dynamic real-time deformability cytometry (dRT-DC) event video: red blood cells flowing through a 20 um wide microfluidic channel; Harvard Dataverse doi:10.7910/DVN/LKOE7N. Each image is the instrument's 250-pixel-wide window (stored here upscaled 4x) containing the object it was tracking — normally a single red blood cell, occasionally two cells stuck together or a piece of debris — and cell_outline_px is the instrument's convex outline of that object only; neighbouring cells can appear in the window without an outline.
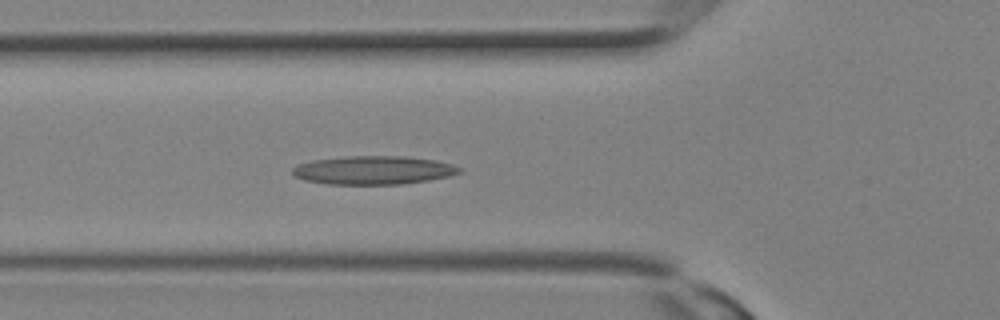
{"species": "Egyptian fruit bat (a non-hibernating species)", "species_latin": "Rousettus aegyptiacus", "temperature_condition": "room temperature", "stored_images_in_passage": 12, "camera_frame_rate_fps": 3000, "um_per_image_px": 0.085, "animal": {"sex": "female"}, "frame": {"image": 1, "passage_image": 10, "time_ms": 3.0, "image_size_px": [1000, 320], "cell_outline_px": [[464, 172], [448, 176], [428, 180], [400, 184], [328, 184], [304, 180], [292, 176], [292, 168], [300, 164], [312, 160], [348, 156], [404, 156], [436, 160], [452, 164], [460, 168]], "centroid_in_image_um": [31.73, 14.46], "position_along_channel_um": 94.1, "area_um2": 27.74}}
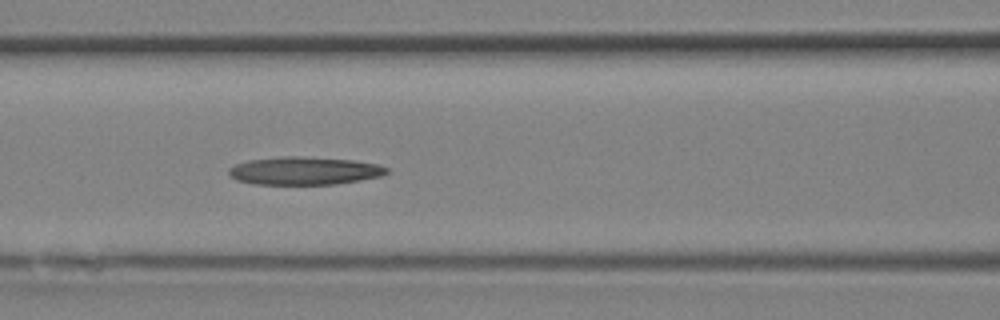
{"frame": {"image": 2, "passage_image": 12, "time_ms": 3.667, "image_size_px": [1000, 320], "cell_outline_px": [[388, 172], [380, 176], [360, 180], [336, 184], [252, 184], [236, 180], [228, 172], [228, 168], [236, 164], [248, 160], [280, 156], [300, 156], [352, 160], [376, 164], [388, 168]], "centroid_in_image_um": [25.83, 14.51], "position_along_channel_um": 140.8, "area_um2": 25.66}}